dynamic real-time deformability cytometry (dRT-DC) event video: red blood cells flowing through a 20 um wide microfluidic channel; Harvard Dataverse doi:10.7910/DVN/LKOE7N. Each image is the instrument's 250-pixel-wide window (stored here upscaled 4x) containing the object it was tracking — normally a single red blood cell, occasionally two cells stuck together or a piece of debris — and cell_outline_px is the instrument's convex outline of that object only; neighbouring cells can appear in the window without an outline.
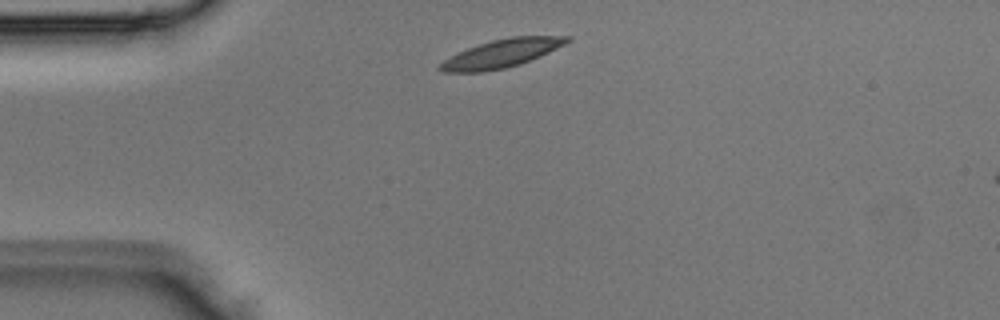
{"species": "Egyptian fruit bat (a non-hibernating species)", "species_latin": "Rousettus aegyptiacus", "temperature_condition": "room temperature", "stored_images_in_passage": 1, "camera_frame_rate_fps": 3000, "um_per_image_px": 0.085, "animal": {"sex": "male"}, "frame": {"image": 1, "passage_image": 1, "time_ms": 0.0, "image_size_px": [1000, 320], "cell_outline_px": [[572, 40], [540, 56], [520, 64], [504, 68], [484, 72], [444, 72], [436, 68], [444, 60], [468, 48], [492, 40], [512, 36], [572, 36]], "centroid_in_image_um": [42.65, 4.54], "position_along_channel_um": 42.4, "area_um2": 20.58}}